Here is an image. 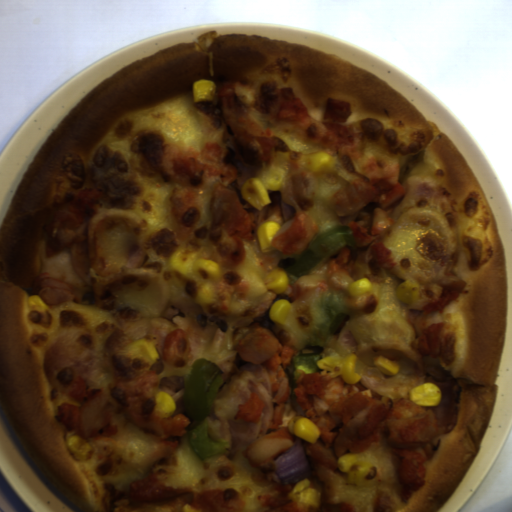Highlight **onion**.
<instances>
[{"label":"onion","mask_w":512,"mask_h":512,"mask_svg":"<svg viewBox=\"0 0 512 512\" xmlns=\"http://www.w3.org/2000/svg\"><path fill=\"white\" fill-rule=\"evenodd\" d=\"M311 475L312 467L300 438L273 459V482L276 484H299Z\"/></svg>","instance_id":"obj_1"}]
</instances>
